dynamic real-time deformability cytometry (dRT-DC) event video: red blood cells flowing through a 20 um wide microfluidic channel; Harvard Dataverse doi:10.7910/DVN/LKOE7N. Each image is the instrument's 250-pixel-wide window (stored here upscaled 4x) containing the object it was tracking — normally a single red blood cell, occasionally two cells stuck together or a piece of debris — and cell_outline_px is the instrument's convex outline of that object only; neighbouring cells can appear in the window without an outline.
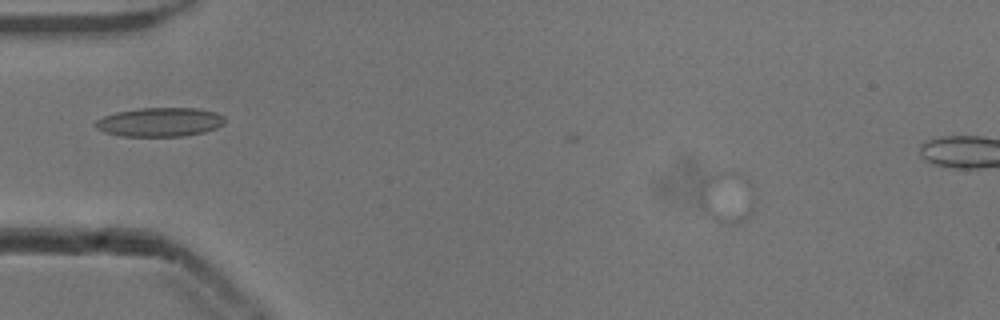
{"species": "common noctule bat (a hibernating species)", "species_latin": "Nyctalus noctula", "temperature_condition": "cold", "stored_images_in_passage": 19, "camera_frame_rate_fps": 3000, "um_per_image_px": 0.085, "animal": {"sex": "male", "body_mass_g": 13.3}, "frame": {"image": 1, "passage_image": 9, "time_ms": 2.667, "image_size_px": [1000, 320], "cell_outline_px": [[756, 200], [752, 212], [744, 220], [732, 224], [720, 224], [704, 216], [700, 204], [700, 196], [704, 180], [716, 172], [736, 172], [748, 180], [752, 184], [756, 196]], "centroid_in_image_um": [61.82, 16.82], "position_along_channel_um": 23.2, "area_um2": 17.05}}